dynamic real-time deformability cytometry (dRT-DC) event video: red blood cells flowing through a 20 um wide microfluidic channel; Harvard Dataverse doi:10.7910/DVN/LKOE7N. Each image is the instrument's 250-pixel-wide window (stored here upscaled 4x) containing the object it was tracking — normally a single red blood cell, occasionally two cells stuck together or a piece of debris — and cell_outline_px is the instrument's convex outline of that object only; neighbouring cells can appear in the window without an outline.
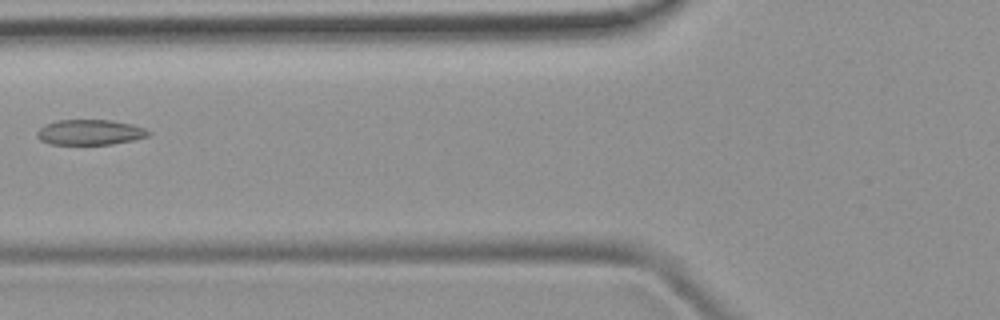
{"species": "common noctule bat (a hibernating species)", "species_latin": "Nyctalus noctula", "temperature_condition": "room temperature", "stored_images_in_passage": 6, "camera_frame_rate_fps": 3000, "um_per_image_px": 0.085, "animal": {"sex": "female", "body_mass_g": 19.9}, "frame": {"image": 1, "passage_image": 6, "time_ms": 6.333, "image_size_px": [1000, 320], "cell_outline_px": [[152, 132], [148, 136], [132, 140], [112, 144], [48, 144], [40, 140], [36, 136], [36, 132], [44, 124], [56, 120], [112, 120], [132, 124], [144, 128]], "centroid_in_image_um": [7.62, 11.24], "position_along_channel_um": 118.2, "area_um2": 16.53}}